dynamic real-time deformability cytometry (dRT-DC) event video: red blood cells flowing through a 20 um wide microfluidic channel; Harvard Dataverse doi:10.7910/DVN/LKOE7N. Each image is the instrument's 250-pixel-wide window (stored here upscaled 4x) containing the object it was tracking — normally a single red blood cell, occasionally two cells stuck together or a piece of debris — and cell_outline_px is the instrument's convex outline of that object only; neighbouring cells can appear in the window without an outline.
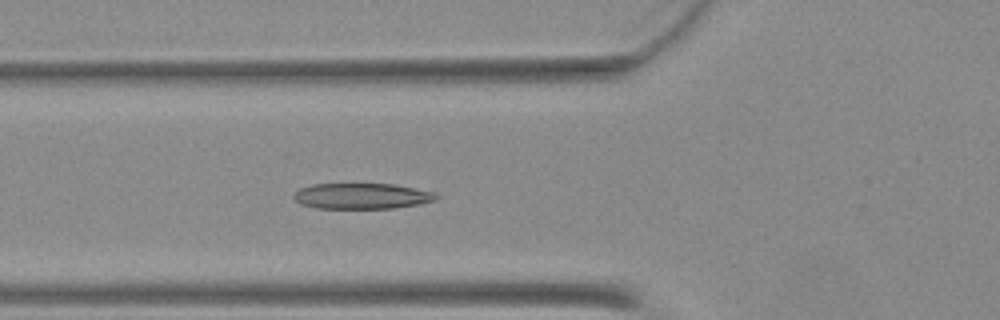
{"species": "Egyptian fruit bat (a non-hibernating species)", "species_latin": "Rousettus aegyptiacus", "temperature_condition": "warm", "stored_images_in_passage": 49, "camera_frame_rate_fps": 3000, "um_per_image_px": 0.085, "animal": {"sex": "female"}, "frame": {"image": 1, "passage_image": 18, "time_ms": 5.667, "image_size_px": [1000, 320], "cell_outline_px": [[436, 200], [420, 204], [392, 208], [316, 208], [300, 204], [292, 196], [300, 188], [312, 184], [392, 184], [436, 192]], "centroid_in_image_um": [30.74, 16.66], "position_along_channel_um": 95.1, "area_um2": 21.27}}
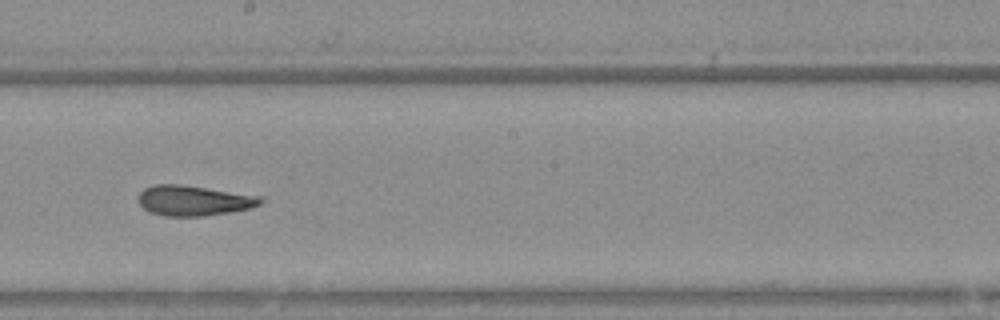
{"frame": {"image": 2, "passage_image": 28, "time_ms": 9.0, "image_size_px": [1000, 320], "cell_outline_px": [[264, 200], [260, 204], [252, 208], [204, 216], [164, 216], [152, 212], [144, 208], [140, 204], [140, 192], [144, 188], [152, 184], [180, 184], [260, 196]], "centroid_in_image_um": [16.47, 17.04], "position_along_channel_um": 231.7, "area_um2": 21.33}}
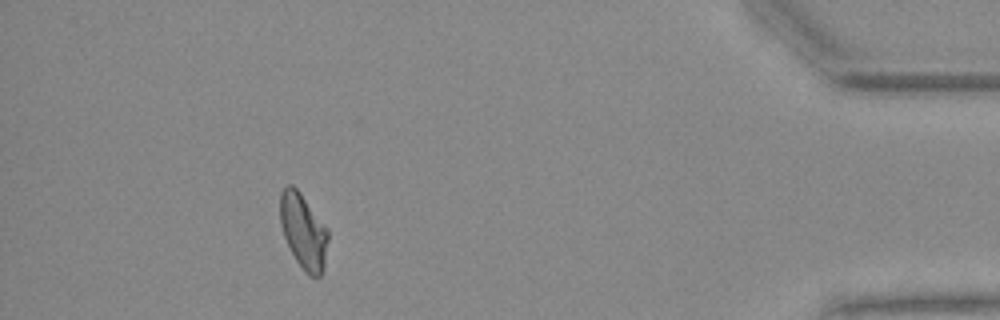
{"frame": {"image": 3, "passage_image": 45, "time_ms": 14.667, "image_size_px": [1000, 320], "cell_outline_px": [[328, 240], [324, 268], [320, 276], [308, 276], [304, 272], [296, 260], [284, 236], [280, 224], [280, 192], [288, 184], [292, 184], [300, 192], [328, 228]], "centroid_in_image_um": [25.79, 19.65], "position_along_channel_um": 409.4, "area_um2": 21.04}}